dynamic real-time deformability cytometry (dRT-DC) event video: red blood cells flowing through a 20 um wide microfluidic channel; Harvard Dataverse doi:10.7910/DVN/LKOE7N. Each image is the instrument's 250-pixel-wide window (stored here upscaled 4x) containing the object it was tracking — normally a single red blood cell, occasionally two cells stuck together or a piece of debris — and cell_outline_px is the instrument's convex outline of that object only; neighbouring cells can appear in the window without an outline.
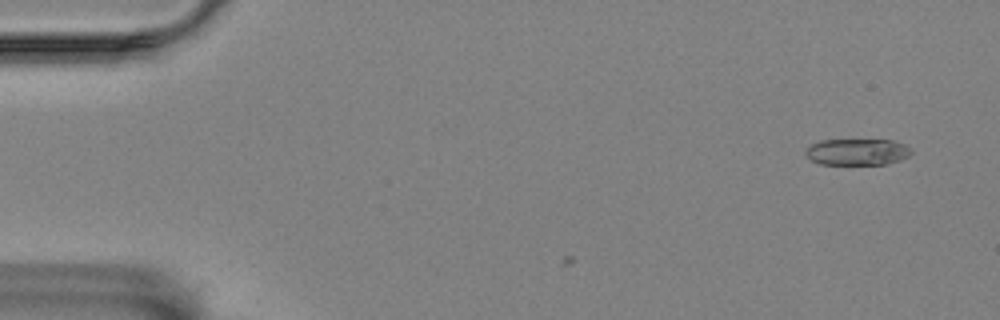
{"species": "Egyptian fruit bat (a non-hibernating species)", "species_latin": "Rousettus aegyptiacus", "temperature_condition": "room temperature", "stored_images_in_passage": 6, "camera_frame_rate_fps": 3000, "um_per_image_px": 0.085, "animal": {"sex": "female"}, "frame": {"image": 1, "passage_image": 6, "time_ms": 1.667, "image_size_px": [1000, 320], "cell_outline_px": [[912, 152], [908, 156], [900, 160], [888, 164], [820, 164], [812, 160], [804, 152], [812, 144], [820, 140], [896, 140], [912, 148]], "centroid_in_image_um": [72.91, 12.91], "position_along_channel_um": 12.1, "area_um2": 16.3}}